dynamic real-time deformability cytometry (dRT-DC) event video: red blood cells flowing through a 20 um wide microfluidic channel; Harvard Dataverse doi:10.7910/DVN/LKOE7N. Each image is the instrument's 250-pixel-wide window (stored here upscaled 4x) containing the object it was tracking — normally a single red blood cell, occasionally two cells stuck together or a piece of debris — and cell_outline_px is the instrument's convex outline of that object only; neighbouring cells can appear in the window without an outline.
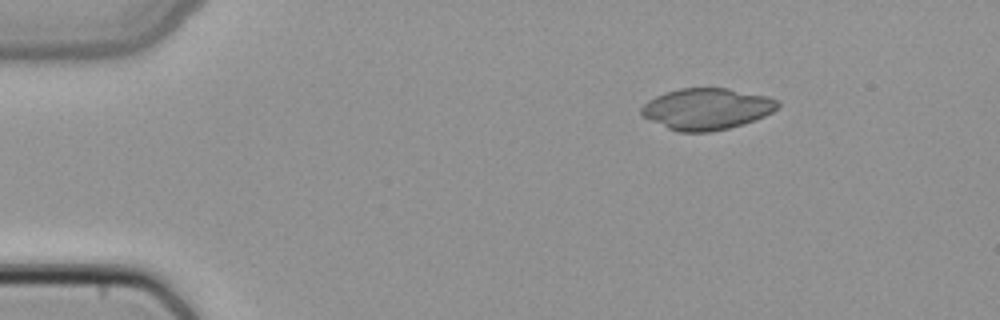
{"species": "common noctule bat (a hibernating species)", "species_latin": "Nyctalus noctula", "temperature_condition": "cold", "stored_images_in_passage": 4, "segment_of_instrument_passage": [1, 2], "camera_frame_rate_fps": 3000, "um_per_image_px": 0.085, "animal": {"sex": "female", "body_mass_g": 22.7, "forearm_length_mm": 54.2}, "frame": {"image": 1, "passage_image": 1, "time_ms": 0.0, "image_size_px": [1000, 320], "cell_outline_px": [[780, 104], [772, 112], [764, 116], [744, 124], [712, 132], [680, 132], [668, 128], [640, 116], [640, 108], [648, 100], [664, 92], [680, 88], [728, 88], [768, 96], [780, 100]], "centroid_in_image_um": [60.06, 9.25], "position_along_channel_um": 24.9, "area_um2": 33.12}}